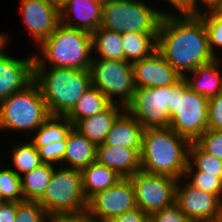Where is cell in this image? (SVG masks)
I'll use <instances>...</instances> for the list:
<instances>
[{
    "instance_id": "d6a6232c",
    "label": "cell",
    "mask_w": 222,
    "mask_h": 222,
    "mask_svg": "<svg viewBox=\"0 0 222 222\" xmlns=\"http://www.w3.org/2000/svg\"><path fill=\"white\" fill-rule=\"evenodd\" d=\"M191 176L189 183L195 188L209 192L222 200V179L198 170H186L184 177Z\"/></svg>"
},
{
    "instance_id": "c3c4849f",
    "label": "cell",
    "mask_w": 222,
    "mask_h": 222,
    "mask_svg": "<svg viewBox=\"0 0 222 222\" xmlns=\"http://www.w3.org/2000/svg\"><path fill=\"white\" fill-rule=\"evenodd\" d=\"M4 201L3 199L1 198V195H0V204H2Z\"/></svg>"
},
{
    "instance_id": "7402d4cb",
    "label": "cell",
    "mask_w": 222,
    "mask_h": 222,
    "mask_svg": "<svg viewBox=\"0 0 222 222\" xmlns=\"http://www.w3.org/2000/svg\"><path fill=\"white\" fill-rule=\"evenodd\" d=\"M96 152L97 145L73 128L67 137L61 166L68 165L67 168L82 170L96 161Z\"/></svg>"
},
{
    "instance_id": "f1b7e54d",
    "label": "cell",
    "mask_w": 222,
    "mask_h": 222,
    "mask_svg": "<svg viewBox=\"0 0 222 222\" xmlns=\"http://www.w3.org/2000/svg\"><path fill=\"white\" fill-rule=\"evenodd\" d=\"M186 170H198L222 179V160L205 152L196 142H191Z\"/></svg>"
},
{
    "instance_id": "6da1fadb",
    "label": "cell",
    "mask_w": 222,
    "mask_h": 222,
    "mask_svg": "<svg viewBox=\"0 0 222 222\" xmlns=\"http://www.w3.org/2000/svg\"><path fill=\"white\" fill-rule=\"evenodd\" d=\"M157 51L182 77L215 59L209 49L206 27L199 15L173 13L162 16Z\"/></svg>"
},
{
    "instance_id": "4fadbf2b",
    "label": "cell",
    "mask_w": 222,
    "mask_h": 222,
    "mask_svg": "<svg viewBox=\"0 0 222 222\" xmlns=\"http://www.w3.org/2000/svg\"><path fill=\"white\" fill-rule=\"evenodd\" d=\"M176 186L175 203L192 222H212L222 217V200L209 192L195 188L188 181Z\"/></svg>"
},
{
    "instance_id": "5bb4252c",
    "label": "cell",
    "mask_w": 222,
    "mask_h": 222,
    "mask_svg": "<svg viewBox=\"0 0 222 222\" xmlns=\"http://www.w3.org/2000/svg\"><path fill=\"white\" fill-rule=\"evenodd\" d=\"M21 15L37 46L61 23L60 5L56 0H20Z\"/></svg>"
},
{
    "instance_id": "d590c367",
    "label": "cell",
    "mask_w": 222,
    "mask_h": 222,
    "mask_svg": "<svg viewBox=\"0 0 222 222\" xmlns=\"http://www.w3.org/2000/svg\"><path fill=\"white\" fill-rule=\"evenodd\" d=\"M67 141L51 142L44 147H35L43 163L60 166L63 162ZM54 163V164H53Z\"/></svg>"
},
{
    "instance_id": "83f0119b",
    "label": "cell",
    "mask_w": 222,
    "mask_h": 222,
    "mask_svg": "<svg viewBox=\"0 0 222 222\" xmlns=\"http://www.w3.org/2000/svg\"><path fill=\"white\" fill-rule=\"evenodd\" d=\"M54 171L52 164L43 163L21 176L24 200L38 201L45 192Z\"/></svg>"
},
{
    "instance_id": "5b68a950",
    "label": "cell",
    "mask_w": 222,
    "mask_h": 222,
    "mask_svg": "<svg viewBox=\"0 0 222 222\" xmlns=\"http://www.w3.org/2000/svg\"><path fill=\"white\" fill-rule=\"evenodd\" d=\"M209 99L192 91L184 78L171 86L170 128L186 138L196 142L208 129Z\"/></svg>"
},
{
    "instance_id": "52a82bcc",
    "label": "cell",
    "mask_w": 222,
    "mask_h": 222,
    "mask_svg": "<svg viewBox=\"0 0 222 222\" xmlns=\"http://www.w3.org/2000/svg\"><path fill=\"white\" fill-rule=\"evenodd\" d=\"M50 116L39 86L33 80L23 90L0 102V130L34 133Z\"/></svg>"
},
{
    "instance_id": "7a4b0ae2",
    "label": "cell",
    "mask_w": 222,
    "mask_h": 222,
    "mask_svg": "<svg viewBox=\"0 0 222 222\" xmlns=\"http://www.w3.org/2000/svg\"><path fill=\"white\" fill-rule=\"evenodd\" d=\"M190 142L170 127L146 128L142 134L141 170L184 179Z\"/></svg>"
},
{
    "instance_id": "7bdbcfd3",
    "label": "cell",
    "mask_w": 222,
    "mask_h": 222,
    "mask_svg": "<svg viewBox=\"0 0 222 222\" xmlns=\"http://www.w3.org/2000/svg\"><path fill=\"white\" fill-rule=\"evenodd\" d=\"M213 15L222 16V0H217L214 5L208 9Z\"/></svg>"
},
{
    "instance_id": "9a60e30c",
    "label": "cell",
    "mask_w": 222,
    "mask_h": 222,
    "mask_svg": "<svg viewBox=\"0 0 222 222\" xmlns=\"http://www.w3.org/2000/svg\"><path fill=\"white\" fill-rule=\"evenodd\" d=\"M132 66L135 88L173 86L183 78L157 50Z\"/></svg>"
},
{
    "instance_id": "74e56055",
    "label": "cell",
    "mask_w": 222,
    "mask_h": 222,
    "mask_svg": "<svg viewBox=\"0 0 222 222\" xmlns=\"http://www.w3.org/2000/svg\"><path fill=\"white\" fill-rule=\"evenodd\" d=\"M208 130H222V92L209 98Z\"/></svg>"
},
{
    "instance_id": "44dd1931",
    "label": "cell",
    "mask_w": 222,
    "mask_h": 222,
    "mask_svg": "<svg viewBox=\"0 0 222 222\" xmlns=\"http://www.w3.org/2000/svg\"><path fill=\"white\" fill-rule=\"evenodd\" d=\"M218 57L212 62L199 66L189 75L183 78L188 84V87L196 93L206 97L212 98L222 92V73L220 71V63ZM220 68V69H219Z\"/></svg>"
},
{
    "instance_id": "3957f363",
    "label": "cell",
    "mask_w": 222,
    "mask_h": 222,
    "mask_svg": "<svg viewBox=\"0 0 222 222\" xmlns=\"http://www.w3.org/2000/svg\"><path fill=\"white\" fill-rule=\"evenodd\" d=\"M38 47L34 67H47L49 63L50 67L89 70L92 63L91 34L62 23Z\"/></svg>"
},
{
    "instance_id": "60d3db41",
    "label": "cell",
    "mask_w": 222,
    "mask_h": 222,
    "mask_svg": "<svg viewBox=\"0 0 222 222\" xmlns=\"http://www.w3.org/2000/svg\"><path fill=\"white\" fill-rule=\"evenodd\" d=\"M17 202H3L0 204V222L16 221Z\"/></svg>"
},
{
    "instance_id": "d6986e66",
    "label": "cell",
    "mask_w": 222,
    "mask_h": 222,
    "mask_svg": "<svg viewBox=\"0 0 222 222\" xmlns=\"http://www.w3.org/2000/svg\"><path fill=\"white\" fill-rule=\"evenodd\" d=\"M143 126L126 110L113 122L104 143L114 147H127L141 151Z\"/></svg>"
},
{
    "instance_id": "f6af8a7d",
    "label": "cell",
    "mask_w": 222,
    "mask_h": 222,
    "mask_svg": "<svg viewBox=\"0 0 222 222\" xmlns=\"http://www.w3.org/2000/svg\"><path fill=\"white\" fill-rule=\"evenodd\" d=\"M8 38L9 37L6 35V33H0V50L7 46V41H9Z\"/></svg>"
},
{
    "instance_id": "b9f144b4",
    "label": "cell",
    "mask_w": 222,
    "mask_h": 222,
    "mask_svg": "<svg viewBox=\"0 0 222 222\" xmlns=\"http://www.w3.org/2000/svg\"><path fill=\"white\" fill-rule=\"evenodd\" d=\"M46 222H91L86 214L66 215V216H49Z\"/></svg>"
},
{
    "instance_id": "4316f807",
    "label": "cell",
    "mask_w": 222,
    "mask_h": 222,
    "mask_svg": "<svg viewBox=\"0 0 222 222\" xmlns=\"http://www.w3.org/2000/svg\"><path fill=\"white\" fill-rule=\"evenodd\" d=\"M111 104L112 102L104 94L91 85L66 117L74 125L78 120L103 112Z\"/></svg>"
},
{
    "instance_id": "ba28073f",
    "label": "cell",
    "mask_w": 222,
    "mask_h": 222,
    "mask_svg": "<svg viewBox=\"0 0 222 222\" xmlns=\"http://www.w3.org/2000/svg\"><path fill=\"white\" fill-rule=\"evenodd\" d=\"M143 0H107L102 6V28L120 34L158 33L162 16L172 15L151 7Z\"/></svg>"
},
{
    "instance_id": "277c9868",
    "label": "cell",
    "mask_w": 222,
    "mask_h": 222,
    "mask_svg": "<svg viewBox=\"0 0 222 222\" xmlns=\"http://www.w3.org/2000/svg\"><path fill=\"white\" fill-rule=\"evenodd\" d=\"M34 81L40 88L50 115L66 116L92 85L89 70L34 67Z\"/></svg>"
},
{
    "instance_id": "f546056e",
    "label": "cell",
    "mask_w": 222,
    "mask_h": 222,
    "mask_svg": "<svg viewBox=\"0 0 222 222\" xmlns=\"http://www.w3.org/2000/svg\"><path fill=\"white\" fill-rule=\"evenodd\" d=\"M26 142L14 146L11 152V164L13 165V168H15L11 169L20 177L43 164L34 144L31 141Z\"/></svg>"
},
{
    "instance_id": "ffe728a7",
    "label": "cell",
    "mask_w": 222,
    "mask_h": 222,
    "mask_svg": "<svg viewBox=\"0 0 222 222\" xmlns=\"http://www.w3.org/2000/svg\"><path fill=\"white\" fill-rule=\"evenodd\" d=\"M125 110V107L112 103L106 110L74 124L80 134L96 145L104 143L115 119Z\"/></svg>"
},
{
    "instance_id": "cb8c5ba5",
    "label": "cell",
    "mask_w": 222,
    "mask_h": 222,
    "mask_svg": "<svg viewBox=\"0 0 222 222\" xmlns=\"http://www.w3.org/2000/svg\"><path fill=\"white\" fill-rule=\"evenodd\" d=\"M157 34L139 32L123 33L124 60L133 64L150 57L157 50Z\"/></svg>"
},
{
    "instance_id": "d4e9b609",
    "label": "cell",
    "mask_w": 222,
    "mask_h": 222,
    "mask_svg": "<svg viewBox=\"0 0 222 222\" xmlns=\"http://www.w3.org/2000/svg\"><path fill=\"white\" fill-rule=\"evenodd\" d=\"M74 125L66 116L50 115L34 132L30 140L35 147H44L51 142L67 141Z\"/></svg>"
},
{
    "instance_id": "8d00e7d4",
    "label": "cell",
    "mask_w": 222,
    "mask_h": 222,
    "mask_svg": "<svg viewBox=\"0 0 222 222\" xmlns=\"http://www.w3.org/2000/svg\"><path fill=\"white\" fill-rule=\"evenodd\" d=\"M149 218L152 222H192L176 203L152 213Z\"/></svg>"
},
{
    "instance_id": "bcb514c9",
    "label": "cell",
    "mask_w": 222,
    "mask_h": 222,
    "mask_svg": "<svg viewBox=\"0 0 222 222\" xmlns=\"http://www.w3.org/2000/svg\"><path fill=\"white\" fill-rule=\"evenodd\" d=\"M65 0H56V2L61 5Z\"/></svg>"
},
{
    "instance_id": "4dcf8cb0",
    "label": "cell",
    "mask_w": 222,
    "mask_h": 222,
    "mask_svg": "<svg viewBox=\"0 0 222 222\" xmlns=\"http://www.w3.org/2000/svg\"><path fill=\"white\" fill-rule=\"evenodd\" d=\"M0 195L5 202L24 201L21 177L3 165L0 166Z\"/></svg>"
},
{
    "instance_id": "e0dca14e",
    "label": "cell",
    "mask_w": 222,
    "mask_h": 222,
    "mask_svg": "<svg viewBox=\"0 0 222 222\" xmlns=\"http://www.w3.org/2000/svg\"><path fill=\"white\" fill-rule=\"evenodd\" d=\"M102 6L99 0H65L60 5L61 23L92 34L101 26Z\"/></svg>"
},
{
    "instance_id": "8992f818",
    "label": "cell",
    "mask_w": 222,
    "mask_h": 222,
    "mask_svg": "<svg viewBox=\"0 0 222 222\" xmlns=\"http://www.w3.org/2000/svg\"><path fill=\"white\" fill-rule=\"evenodd\" d=\"M37 202L49 216L86 214L88 201L82 189L81 170L54 168L49 184Z\"/></svg>"
},
{
    "instance_id": "7dc6e473",
    "label": "cell",
    "mask_w": 222,
    "mask_h": 222,
    "mask_svg": "<svg viewBox=\"0 0 222 222\" xmlns=\"http://www.w3.org/2000/svg\"><path fill=\"white\" fill-rule=\"evenodd\" d=\"M212 222H222V217L216 220H213Z\"/></svg>"
},
{
    "instance_id": "2e32d148",
    "label": "cell",
    "mask_w": 222,
    "mask_h": 222,
    "mask_svg": "<svg viewBox=\"0 0 222 222\" xmlns=\"http://www.w3.org/2000/svg\"><path fill=\"white\" fill-rule=\"evenodd\" d=\"M4 49L0 50V102L34 80V53L21 60L8 56Z\"/></svg>"
},
{
    "instance_id": "8fae6325",
    "label": "cell",
    "mask_w": 222,
    "mask_h": 222,
    "mask_svg": "<svg viewBox=\"0 0 222 222\" xmlns=\"http://www.w3.org/2000/svg\"><path fill=\"white\" fill-rule=\"evenodd\" d=\"M137 206L149 216L175 203L178 179L140 170L129 177Z\"/></svg>"
},
{
    "instance_id": "484cf974",
    "label": "cell",
    "mask_w": 222,
    "mask_h": 222,
    "mask_svg": "<svg viewBox=\"0 0 222 222\" xmlns=\"http://www.w3.org/2000/svg\"><path fill=\"white\" fill-rule=\"evenodd\" d=\"M93 59L124 60L122 34L99 27L92 34Z\"/></svg>"
},
{
    "instance_id": "30bf717a",
    "label": "cell",
    "mask_w": 222,
    "mask_h": 222,
    "mask_svg": "<svg viewBox=\"0 0 222 222\" xmlns=\"http://www.w3.org/2000/svg\"><path fill=\"white\" fill-rule=\"evenodd\" d=\"M171 86L155 88H135L131 101L125 110L144 129L170 127Z\"/></svg>"
},
{
    "instance_id": "ee69618b",
    "label": "cell",
    "mask_w": 222,
    "mask_h": 222,
    "mask_svg": "<svg viewBox=\"0 0 222 222\" xmlns=\"http://www.w3.org/2000/svg\"><path fill=\"white\" fill-rule=\"evenodd\" d=\"M200 3H199V8H200V12H202L203 10L202 9H206V10H208V9H210L213 5H214V3L217 1V0H198ZM204 4L205 5V7L206 8H201L200 7V4Z\"/></svg>"
},
{
    "instance_id": "1f68e13d",
    "label": "cell",
    "mask_w": 222,
    "mask_h": 222,
    "mask_svg": "<svg viewBox=\"0 0 222 222\" xmlns=\"http://www.w3.org/2000/svg\"><path fill=\"white\" fill-rule=\"evenodd\" d=\"M204 22L208 35V45L211 54L216 58V47L222 48V16L213 15L209 10H203L198 14Z\"/></svg>"
},
{
    "instance_id": "836d02e7",
    "label": "cell",
    "mask_w": 222,
    "mask_h": 222,
    "mask_svg": "<svg viewBox=\"0 0 222 222\" xmlns=\"http://www.w3.org/2000/svg\"><path fill=\"white\" fill-rule=\"evenodd\" d=\"M48 218L49 215L37 201L17 202L15 222H46Z\"/></svg>"
},
{
    "instance_id": "f35d334b",
    "label": "cell",
    "mask_w": 222,
    "mask_h": 222,
    "mask_svg": "<svg viewBox=\"0 0 222 222\" xmlns=\"http://www.w3.org/2000/svg\"><path fill=\"white\" fill-rule=\"evenodd\" d=\"M175 8V15H198L200 13L198 0H167Z\"/></svg>"
},
{
    "instance_id": "ac0fdd59",
    "label": "cell",
    "mask_w": 222,
    "mask_h": 222,
    "mask_svg": "<svg viewBox=\"0 0 222 222\" xmlns=\"http://www.w3.org/2000/svg\"><path fill=\"white\" fill-rule=\"evenodd\" d=\"M96 161L129 178L141 170L140 151L127 147H114L105 143L97 145Z\"/></svg>"
},
{
    "instance_id": "e575fe53",
    "label": "cell",
    "mask_w": 222,
    "mask_h": 222,
    "mask_svg": "<svg viewBox=\"0 0 222 222\" xmlns=\"http://www.w3.org/2000/svg\"><path fill=\"white\" fill-rule=\"evenodd\" d=\"M196 143L207 153L222 160V130H206Z\"/></svg>"
},
{
    "instance_id": "ab89813d",
    "label": "cell",
    "mask_w": 222,
    "mask_h": 222,
    "mask_svg": "<svg viewBox=\"0 0 222 222\" xmlns=\"http://www.w3.org/2000/svg\"><path fill=\"white\" fill-rule=\"evenodd\" d=\"M148 219L149 215L137 207L134 210L115 216L109 222H147Z\"/></svg>"
},
{
    "instance_id": "9c48e42d",
    "label": "cell",
    "mask_w": 222,
    "mask_h": 222,
    "mask_svg": "<svg viewBox=\"0 0 222 222\" xmlns=\"http://www.w3.org/2000/svg\"><path fill=\"white\" fill-rule=\"evenodd\" d=\"M89 72L92 86L112 103L125 107L131 101L135 92L131 63L125 60L92 59Z\"/></svg>"
},
{
    "instance_id": "7c38bea8",
    "label": "cell",
    "mask_w": 222,
    "mask_h": 222,
    "mask_svg": "<svg viewBox=\"0 0 222 222\" xmlns=\"http://www.w3.org/2000/svg\"><path fill=\"white\" fill-rule=\"evenodd\" d=\"M135 190L129 178L93 195L87 203L86 215L91 222H109L115 216L137 208Z\"/></svg>"
},
{
    "instance_id": "603a6c76",
    "label": "cell",
    "mask_w": 222,
    "mask_h": 222,
    "mask_svg": "<svg viewBox=\"0 0 222 222\" xmlns=\"http://www.w3.org/2000/svg\"><path fill=\"white\" fill-rule=\"evenodd\" d=\"M82 189L87 201L96 193L116 185L123 177L116 171L98 163L92 162L81 170Z\"/></svg>"
}]
</instances>
